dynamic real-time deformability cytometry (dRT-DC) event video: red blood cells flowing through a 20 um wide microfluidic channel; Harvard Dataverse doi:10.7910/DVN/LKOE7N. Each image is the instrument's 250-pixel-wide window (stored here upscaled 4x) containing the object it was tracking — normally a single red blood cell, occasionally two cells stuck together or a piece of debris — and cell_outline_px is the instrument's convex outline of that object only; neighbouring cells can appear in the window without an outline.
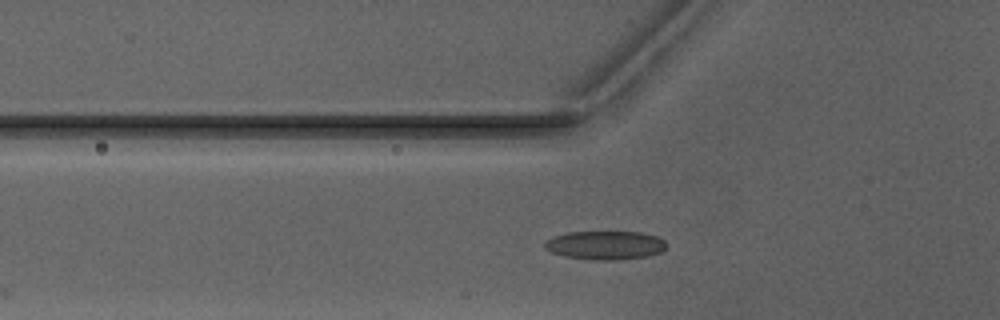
{"species": "Egyptian fruit bat (a non-hibernating species)", "species_latin": "Rousettus aegyptiacus", "temperature_condition": "warm", "stored_images_in_passage": 30, "camera_frame_rate_fps": 3000, "um_per_image_px": 0.085, "animal": {"sex": "male"}, "frame": {"image": 1, "passage_image": 4, "time_ms": 1.0, "image_size_px": [1000, 320], "cell_outline_px": [[664, 248], [660, 252], [648, 256], [612, 260], [596, 260], [564, 256], [552, 252], [544, 248], [544, 240], [552, 236], [568, 232], [640, 232], [656, 236], [664, 240]], "centroid_in_image_um": [51.38, 20.83], "position_along_channel_um": 74.4, "area_um2": 20.23}}
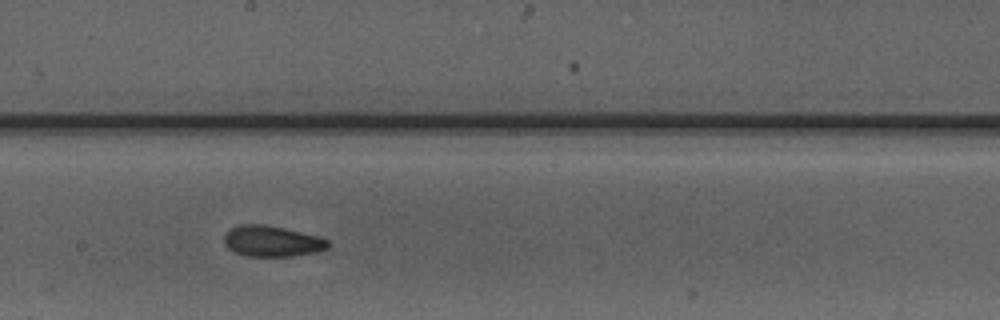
{"frame": {"image": 2, "passage_image": 15, "time_ms": 4.667, "image_size_px": [1000, 320], "cell_outline_px": [[328, 248], [316, 252], [292, 256], [248, 256], [236, 252], [228, 248], [224, 244], [224, 236], [232, 228], [240, 224], [264, 224], [284, 228], [320, 236], [328, 240]], "centroid_in_image_um": [23.13, 20.5], "position_along_channel_um": 225.1, "area_um2": 18.61}}
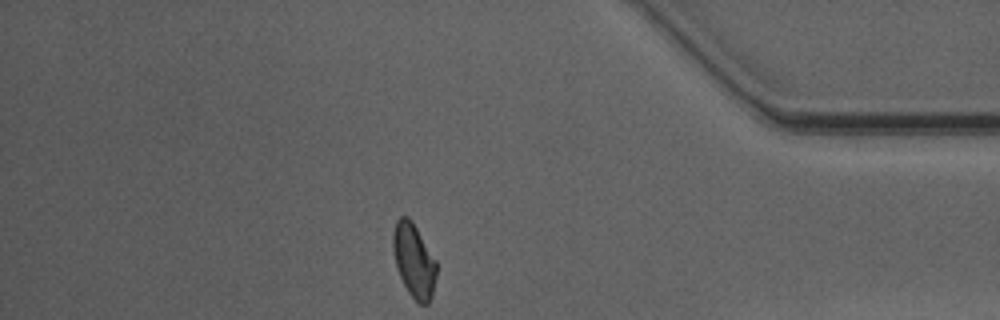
{"frame": {"image": 3, "passage_image": 30, "time_ms": 9.667, "image_size_px": [1000, 320], "cell_outline_px": [[436, 276], [432, 296], [428, 304], [420, 304], [408, 292], [396, 268], [392, 248], [392, 232], [396, 220], [400, 216], [408, 216], [412, 220], [436, 260]], "centroid_in_image_um": [35.16, 22.11], "position_along_channel_um": 400.0, "area_um2": 18.84}}